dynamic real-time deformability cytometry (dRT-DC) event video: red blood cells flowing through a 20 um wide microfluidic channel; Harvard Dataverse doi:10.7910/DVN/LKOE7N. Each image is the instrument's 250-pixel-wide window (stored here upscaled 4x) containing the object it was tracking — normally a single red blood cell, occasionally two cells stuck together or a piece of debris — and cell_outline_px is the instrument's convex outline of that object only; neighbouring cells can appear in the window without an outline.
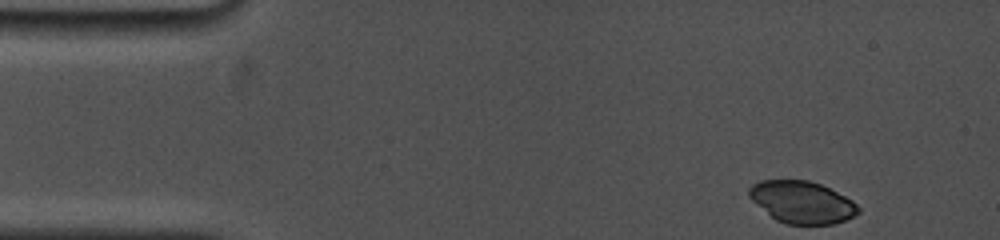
{"species": "common noctule bat (a hibernating species)", "species_latin": "Nyctalus noctula", "temperature_condition": "cold", "stored_images_in_passage": 14, "camera_frame_rate_fps": 5000, "um_per_image_px": 0.085, "animal": {"sex": "female", "body_mass_g": 19.0, "forearm_length_mm": 53.3}, "frame": {"image": 1, "passage_image": 1, "time_ms": 0.0, "image_size_px": [1000, 240], "cell_outline_px": [[860, 212], [844, 220], [832, 224], [788, 224], [776, 220], [752, 200], [748, 196], [748, 188], [752, 184], [760, 180], [808, 180], [820, 184], [852, 200], [860, 208]], "centroid_in_image_um": [68.14, 17.17], "position_along_channel_um": 16.9, "area_um2": 26.53}}
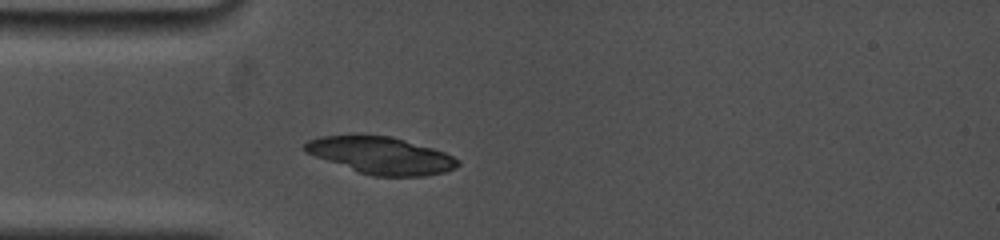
{"frame": {"image": 2, "passage_image": 14, "time_ms": 3.2, "image_size_px": [1000, 240], "cell_outline_px": [[460, 164], [456, 168], [444, 172], [424, 176], [372, 176], [360, 172], [304, 152], [300, 148], [308, 140], [320, 136], [388, 136], [404, 140], [432, 148], [444, 152], [460, 160]], "centroid_in_image_um": [32.39, 13.22], "position_along_channel_um": 52.6, "area_um2": 32.54}}